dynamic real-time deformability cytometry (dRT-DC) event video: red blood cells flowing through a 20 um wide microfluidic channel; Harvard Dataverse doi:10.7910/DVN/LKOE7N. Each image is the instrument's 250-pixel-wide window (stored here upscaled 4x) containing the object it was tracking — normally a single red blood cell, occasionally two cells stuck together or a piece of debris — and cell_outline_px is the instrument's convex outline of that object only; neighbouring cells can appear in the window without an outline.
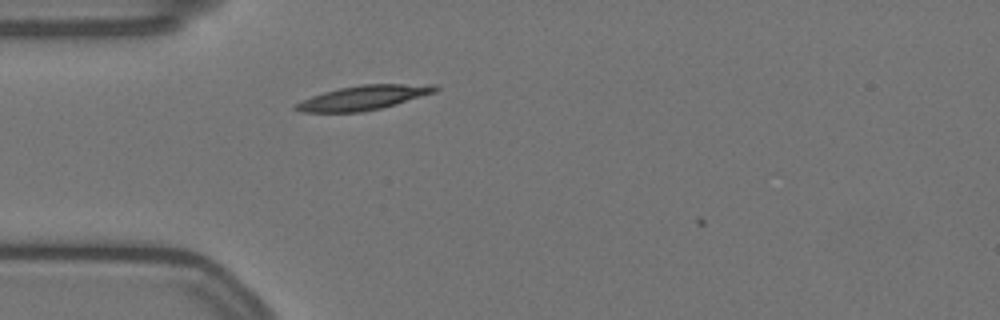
{"species": "Egyptian fruit bat (a non-hibernating species)", "species_latin": "Rousettus aegyptiacus", "temperature_condition": "warm", "stored_images_in_passage": 4, "camera_frame_rate_fps": 3000, "um_per_image_px": 0.085, "animal": {"sex": "female"}, "frame": {"image": 1, "passage_image": 3, "time_ms": 0.667, "image_size_px": [1000, 320], "cell_outline_px": [[440, 88], [436, 92], [396, 104], [364, 112], [300, 112], [292, 108], [296, 104], [312, 96], [324, 92], [340, 88], [360, 84], [436, 84]], "centroid_in_image_um": [30.94, 8.3], "position_along_channel_um": 54.1, "area_um2": 19.83}}